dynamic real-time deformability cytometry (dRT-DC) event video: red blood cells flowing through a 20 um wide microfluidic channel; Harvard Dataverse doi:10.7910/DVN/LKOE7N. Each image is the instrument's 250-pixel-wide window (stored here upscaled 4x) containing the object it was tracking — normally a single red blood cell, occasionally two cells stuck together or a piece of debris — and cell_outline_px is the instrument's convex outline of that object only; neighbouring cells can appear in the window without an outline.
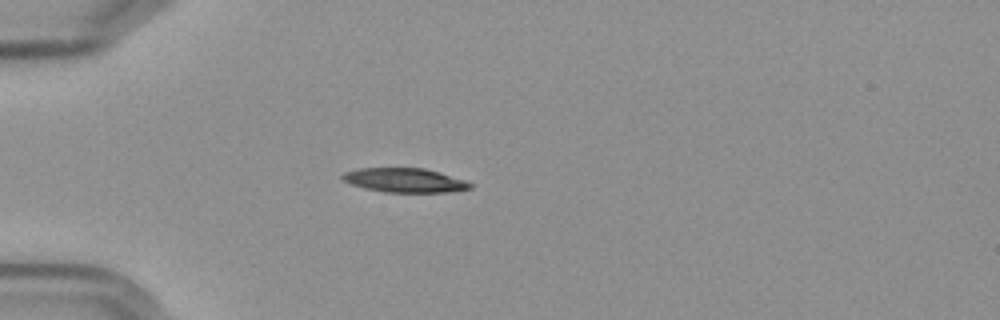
{"species": "Egyptian fruit bat (a non-hibernating species)", "species_latin": "Rousettus aegyptiacus", "temperature_condition": "cold", "stored_images_in_passage": 4, "camera_frame_rate_fps": 3000, "um_per_image_px": 0.085, "frame": {"image": 1, "passage_image": 2, "time_ms": 1.333, "image_size_px": [1000, 320], "cell_outline_px": [[472, 188], [448, 192], [384, 192], [364, 188], [352, 184], [344, 180], [340, 176], [344, 172], [360, 168], [424, 168], [440, 172], [464, 180], [472, 184]], "centroid_in_image_um": [34.39, 15.32], "position_along_channel_um": 50.6, "area_um2": 17.92}}
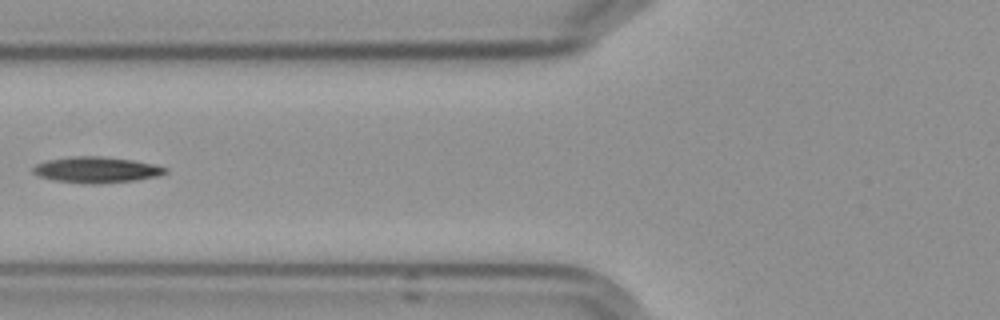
{"frame": {"image": 2, "passage_image": 4, "time_ms": 3.667, "image_size_px": [1000, 320], "cell_outline_px": [[168, 172], [156, 176], [136, 180], [96, 184], [92, 184], [56, 180], [40, 176], [32, 172], [32, 168], [36, 164], [48, 160], [72, 156], [100, 156], [132, 160], [152, 164], [168, 168]], "centroid_in_image_um": [8.2, 14.43], "position_along_channel_um": 117.6, "area_um2": 19.77}}